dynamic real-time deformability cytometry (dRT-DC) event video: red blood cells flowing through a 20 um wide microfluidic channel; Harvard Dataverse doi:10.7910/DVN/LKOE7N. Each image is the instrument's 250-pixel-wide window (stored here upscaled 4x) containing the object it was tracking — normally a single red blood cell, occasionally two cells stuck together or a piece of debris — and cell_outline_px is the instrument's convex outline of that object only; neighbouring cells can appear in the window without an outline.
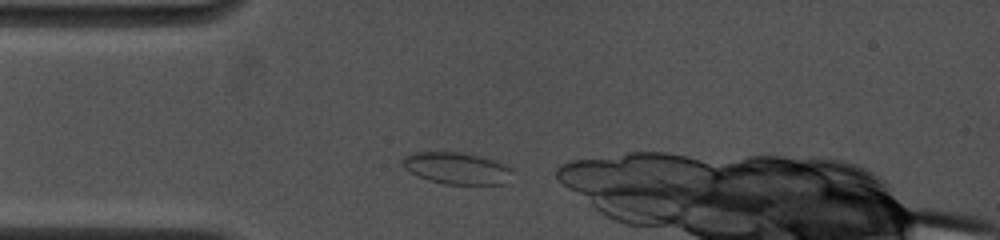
{"species": "common noctule bat (a hibernating species)", "species_latin": "Nyctalus noctula", "temperature_condition": "cold", "stored_images_in_passage": 8, "camera_frame_rate_fps": 4500, "um_per_image_px": 0.085, "animal": {"sex": "female", "body_mass_g": 19.0, "forearm_length_mm": 53.3}, "frame": {"image": 1, "passage_image": 1, "time_ms": 0.0, "image_size_px": [1000, 240], "cell_outline_px": [[512, 172], [504, 184], [444, 184], [428, 180], [404, 168], [400, 164], [400, 160], [404, 156], [412, 152], [460, 152], [480, 156], [504, 164], [512, 168]], "centroid_in_image_um": [38.77, 14.29], "position_along_channel_um": 46.2, "area_um2": 20.29}}
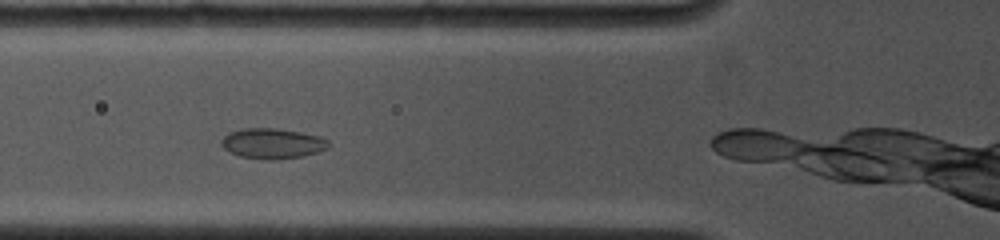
{"frame": {"image": 2, "passage_image": 3, "time_ms": 1.778, "image_size_px": [1000, 240], "cell_outline_px": [[328, 148], [304, 156], [276, 160], [260, 160], [240, 156], [224, 148], [220, 144], [220, 140], [228, 132], [244, 128], [276, 128], [300, 132], [320, 136], [328, 140]], "centroid_in_image_um": [23.13, 12.2], "position_along_channel_um": 102.7, "area_um2": 19.07}}
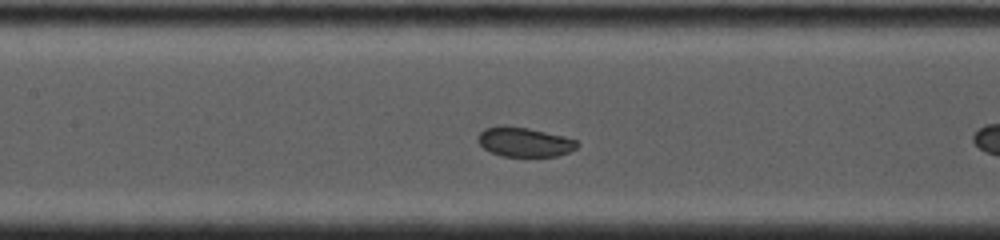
{"frame": {"image": 3, "passage_image": 7, "time_ms": 3.333, "image_size_px": [1000, 240], "cell_outline_px": [[580, 144], [576, 148], [568, 152], [556, 156], [500, 156], [484, 148], [476, 140], [480, 132], [484, 128], [500, 124], [504, 124], [528, 128], [576, 140]], "centroid_in_image_um": [44.51, 12.05], "position_along_channel_um": 162.9, "area_um2": 16.99}}